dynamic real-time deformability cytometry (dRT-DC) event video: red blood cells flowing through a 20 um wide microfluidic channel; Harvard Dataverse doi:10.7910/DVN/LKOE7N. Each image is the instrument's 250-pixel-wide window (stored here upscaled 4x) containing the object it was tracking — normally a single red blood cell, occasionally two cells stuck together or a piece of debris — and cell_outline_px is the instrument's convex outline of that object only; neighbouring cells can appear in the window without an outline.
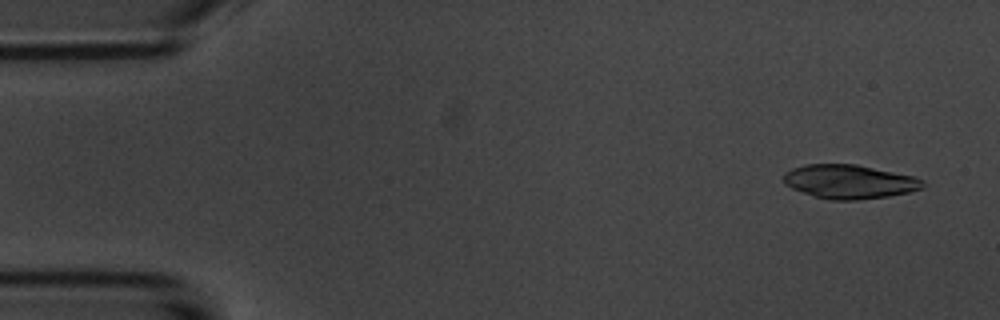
{"species": "common noctule bat (a hibernating species)", "species_latin": "Nyctalus noctula", "temperature_condition": "room temperature", "stored_images_in_passage": 6, "camera_frame_rate_fps": 3000, "um_per_image_px": 0.085, "animal": {"sex": "male", "body_mass_g": 20.1, "forearm_length_mm": 53.5}, "frame": {"image": 1, "passage_image": 1, "time_ms": 0.0, "image_size_px": [1000, 320], "cell_outline_px": [[924, 188], [908, 192], [888, 196], [856, 200], [828, 200], [792, 188], [784, 184], [784, 172], [792, 168], [804, 164], [856, 164], [916, 176], [924, 180]], "centroid_in_image_um": [72.22, 15.43], "position_along_channel_um": 12.8, "area_um2": 27.63}}
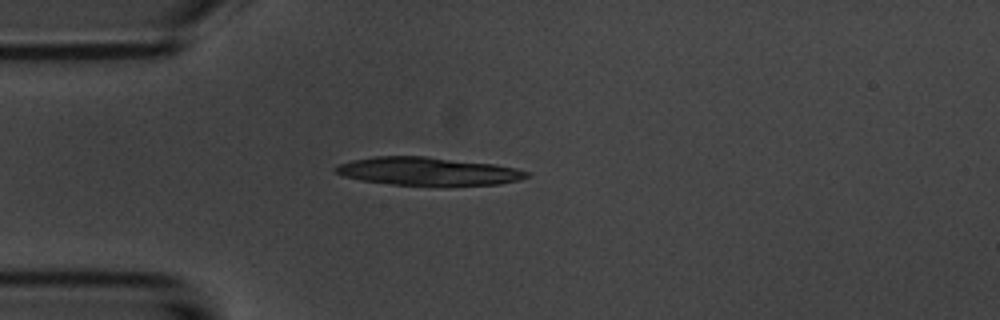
{"frame": {"image": 2, "passage_image": 4, "time_ms": 3.667, "image_size_px": [1000, 320], "cell_outline_px": [[532, 176], [520, 180], [500, 184], [392, 184], [360, 180], [344, 176], [336, 172], [332, 168], [340, 164], [352, 160], [376, 156], [424, 156], [496, 164], [516, 168], [532, 172]], "centroid_in_image_um": [36.42, 14.54], "position_along_channel_um": 48.6, "area_um2": 30.92}}